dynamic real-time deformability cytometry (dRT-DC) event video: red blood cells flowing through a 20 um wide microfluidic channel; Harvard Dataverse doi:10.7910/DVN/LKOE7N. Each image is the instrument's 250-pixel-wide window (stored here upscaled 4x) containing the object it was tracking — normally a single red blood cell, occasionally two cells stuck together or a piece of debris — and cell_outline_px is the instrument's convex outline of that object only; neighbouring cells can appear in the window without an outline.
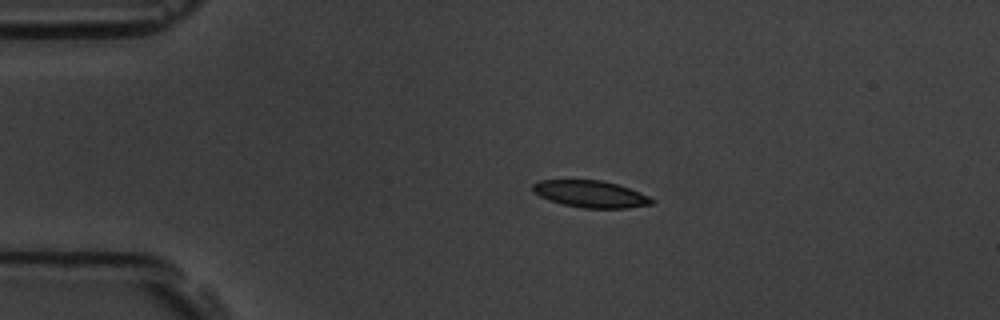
{"species": "common noctule bat (a hibernating species)", "species_latin": "Nyctalus noctula", "temperature_condition": "room temperature", "stored_images_in_passage": 46, "camera_frame_rate_fps": 3000, "um_per_image_px": 0.085, "animal": {"sex": "male", "body_mass_g": 19.5, "forearm_length_mm": 54.6}, "frame": {"image": 1, "passage_image": 1, "time_ms": 0.0, "image_size_px": [1000, 320], "cell_outline_px": [[656, 200], [652, 204], [628, 208], [584, 208], [564, 204], [548, 200], [532, 192], [532, 184], [540, 180], [600, 180], [616, 184], [640, 192]], "centroid_in_image_um": [50.19, 16.49], "position_along_channel_um": 34.8, "area_um2": 18.61}}
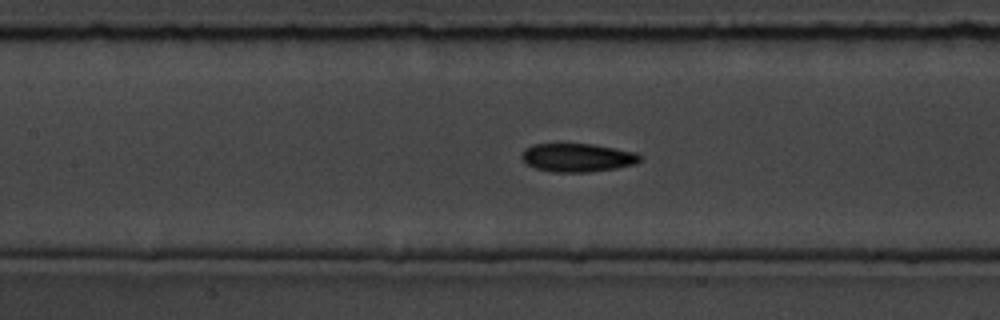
{"frame": {"image": 2, "passage_image": 15, "time_ms": 4.667, "image_size_px": [1000, 320], "cell_outline_px": [[644, 156], [636, 164], [616, 168], [588, 172], [552, 172], [536, 168], [528, 164], [520, 156], [524, 148], [532, 144], [592, 144], [636, 152]], "centroid_in_image_um": [49.1, 13.39], "position_along_channel_um": 158.3, "area_um2": 19.65}}
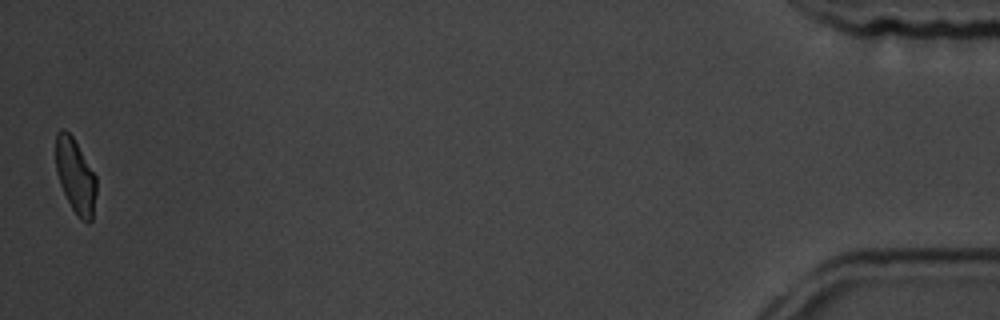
{"frame": {"image": 3, "passage_image": 46, "time_ms": 15.0, "image_size_px": [1000, 320], "cell_outline_px": [[96, 192], [92, 220], [88, 224], [80, 220], [72, 208], [60, 184], [56, 172], [56, 132], [60, 128], [64, 128], [72, 136], [96, 176]], "centroid_in_image_um": [6.41, 14.97], "position_along_channel_um": 428.8, "area_um2": 17.57}, "authors_computed_cell_mechanics": {"area_um2": 19.5653, "velocity_mm_per_s": 3.5429, "shape_relaxation_time_tau1_ms": 5.7, "shape_relaxation_time_tau2_ms": 2.964, "deformation_change_tau1": 0.129, "deformation_change_tau2": 0.0767}}